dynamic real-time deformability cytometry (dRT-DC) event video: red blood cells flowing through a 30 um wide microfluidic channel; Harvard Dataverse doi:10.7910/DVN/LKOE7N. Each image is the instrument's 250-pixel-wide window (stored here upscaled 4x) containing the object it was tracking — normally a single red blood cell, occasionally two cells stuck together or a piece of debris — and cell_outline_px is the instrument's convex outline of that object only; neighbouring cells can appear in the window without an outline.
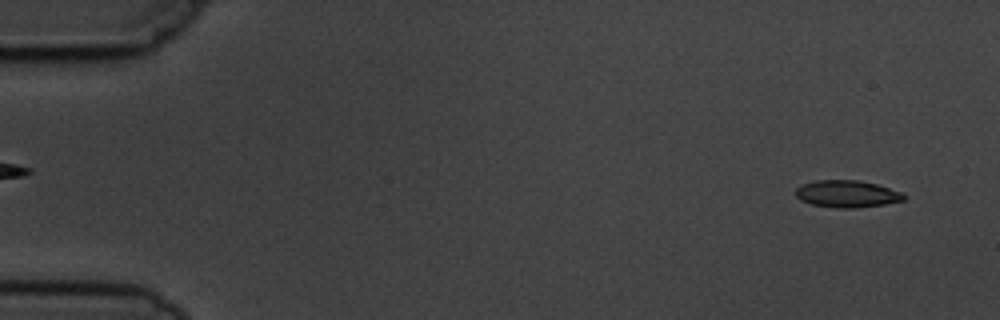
{"species": "common noctule bat (a hibernating species)", "species_latin": "Nyctalus noctula", "temperature_condition": "cold", "stored_images_in_passage": 6, "camera_frame_rate_fps": 3000, "um_per_image_px": 0.085, "animal": {"sex": "male", "body_mass_g": 19.5, "forearm_length_mm": 54.6}, "frame": {"image": 1, "passage_image": 1, "time_ms": 0.0, "image_size_px": [1000, 320], "cell_outline_px": [[908, 196], [904, 200], [884, 204], [852, 208], [836, 208], [812, 204], [800, 200], [796, 196], [796, 188], [804, 184], [816, 180], [856, 180], [876, 184], [904, 192]], "centroid_in_image_um": [72.03, 16.48], "position_along_channel_um": 13.0, "area_um2": 17.05}}
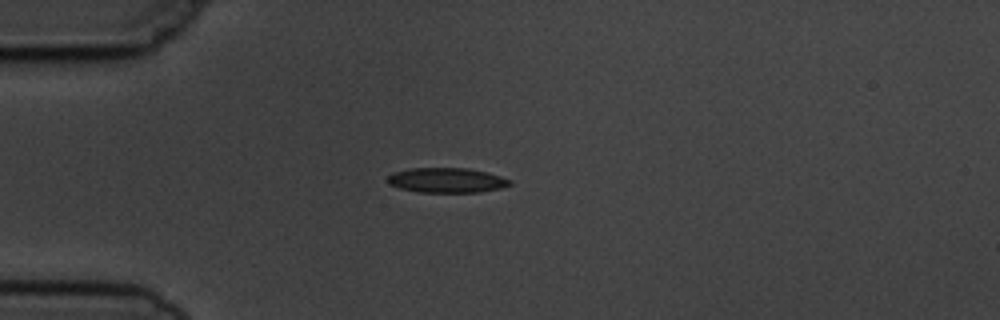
{"frame": {"image": 2, "passage_image": 4, "time_ms": 3.667, "image_size_px": [1000, 320], "cell_outline_px": [[512, 184], [500, 188], [480, 192], [420, 192], [400, 188], [388, 184], [384, 180], [392, 172], [412, 168], [468, 168], [488, 172], [512, 180]], "centroid_in_image_um": [37.95, 15.31], "position_along_channel_um": 47.1, "area_um2": 17.86}}
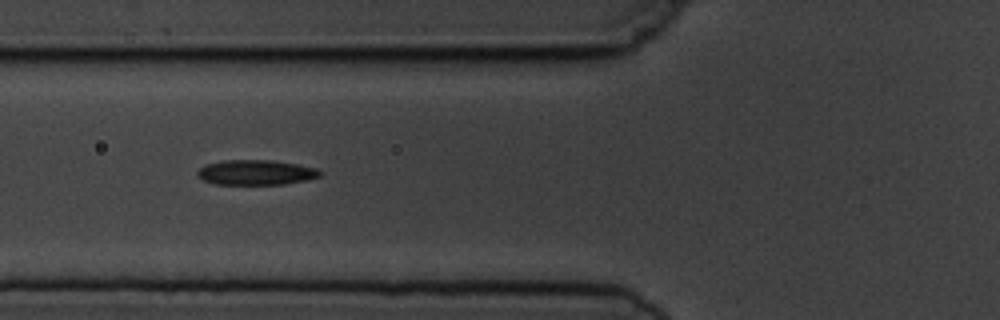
{"frame": {"image": 3, "passage_image": 6, "time_ms": 5.667, "image_size_px": [1000, 320], "cell_outline_px": [[324, 172], [320, 176], [308, 180], [284, 184], [216, 184], [204, 180], [196, 176], [196, 172], [204, 164], [224, 160], [272, 160], [296, 164], [316, 168]], "centroid_in_image_um": [21.75, 14.65], "position_along_channel_um": 104.0, "area_um2": 17.98}}